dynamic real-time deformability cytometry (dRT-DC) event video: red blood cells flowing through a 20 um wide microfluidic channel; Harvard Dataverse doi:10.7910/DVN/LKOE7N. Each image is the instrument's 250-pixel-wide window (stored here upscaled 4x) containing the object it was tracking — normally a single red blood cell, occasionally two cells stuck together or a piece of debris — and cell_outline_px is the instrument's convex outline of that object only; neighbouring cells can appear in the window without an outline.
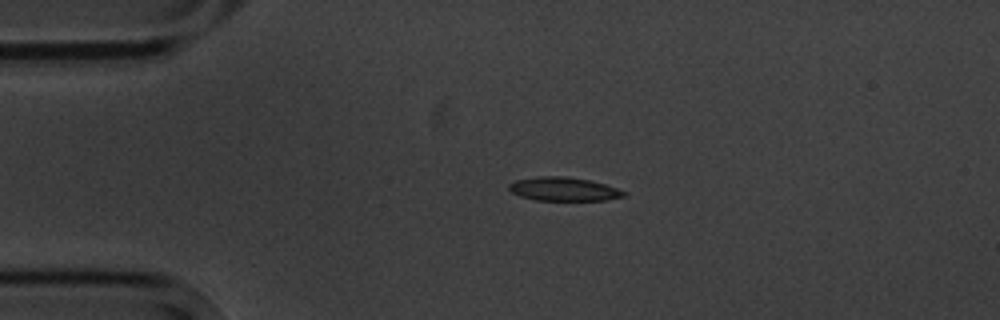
{"species": "common noctule bat (a hibernating species)", "species_latin": "Nyctalus noctula", "temperature_condition": "cold", "stored_images_in_passage": 4, "camera_frame_rate_fps": 3000, "um_per_image_px": 0.085, "animal": {"sex": "male", "body_mass_g": 20.1, "forearm_length_mm": 53.5}, "frame": {"image": 1, "passage_image": 3, "time_ms": 2.667, "image_size_px": [1000, 320], "cell_outline_px": [[628, 192], [624, 196], [608, 200], [536, 200], [520, 196], [512, 192], [508, 188], [508, 184], [516, 180], [540, 176], [568, 176], [588, 180], [604, 184]], "centroid_in_image_um": [47.91, 16.07], "position_along_channel_um": 37.1, "area_um2": 15.78}}